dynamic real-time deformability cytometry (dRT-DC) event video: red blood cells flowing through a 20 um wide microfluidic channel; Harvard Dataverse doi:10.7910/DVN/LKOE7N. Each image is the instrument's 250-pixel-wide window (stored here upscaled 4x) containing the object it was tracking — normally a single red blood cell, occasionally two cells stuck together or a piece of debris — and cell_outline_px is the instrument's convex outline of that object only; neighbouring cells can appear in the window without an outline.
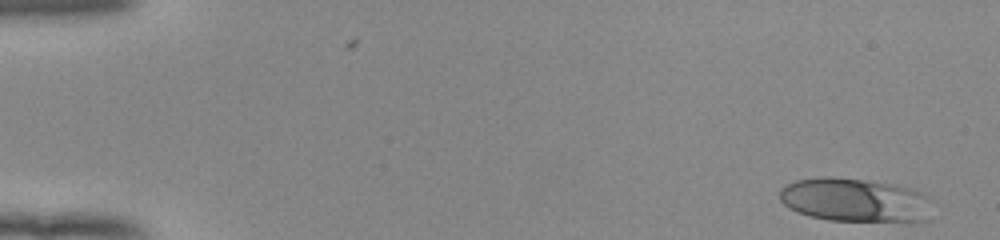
{"species": "human", "species_latin": "Homo sapiens", "temperature_condition": "room temperature", "stored_images_in_passage": 51, "camera_frame_rate_fps": 3000, "um_per_image_px": 0.085, "donor": {"sex": "female"}, "frame": {"image": 1, "passage_image": 1, "time_ms": 0.0, "image_size_px": [1000, 240], "cell_outline_px": [[932, 220], [908, 224], [828, 220], [808, 216], [788, 208], [780, 200], [780, 188], [796, 180], [820, 176], [828, 176], [864, 180], [896, 184], [912, 188], [924, 192], [932, 196]], "centroid_in_image_um": [72.84, 17.05], "position_along_channel_um": 12.2, "area_um2": 40.86}}
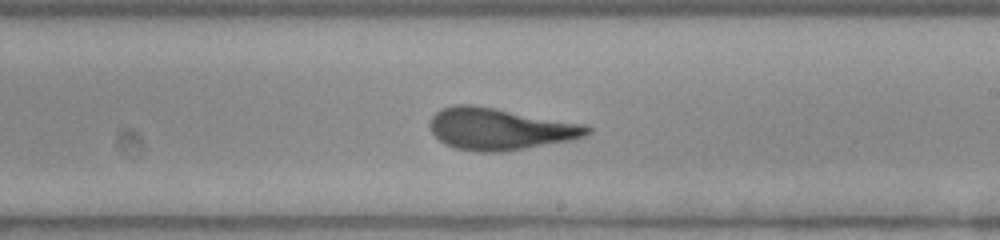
{"frame": {"image": 2, "passage_image": 30, "time_ms": 9.667, "image_size_px": [1000, 240], "cell_outline_px": [[592, 132], [584, 136], [568, 140], [504, 152], [480, 152], [456, 148], [444, 144], [432, 132], [428, 124], [432, 116], [440, 108], [456, 104], [472, 104], [496, 108], [584, 124], [592, 128]], "centroid_in_image_um": [42.44, 10.95], "position_along_channel_um": 246.6, "area_um2": 38.26}}
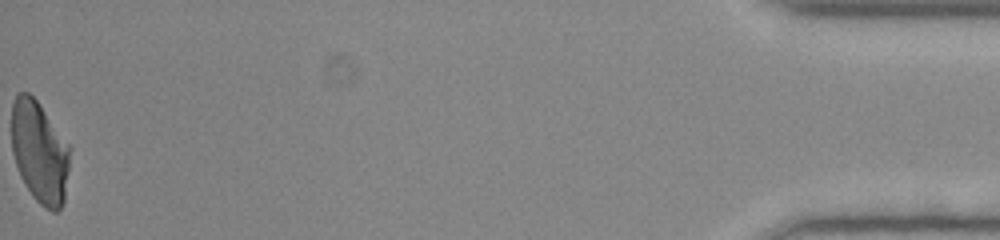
{"frame": {"image": 3, "passage_image": 51, "time_ms": 16.667, "image_size_px": [1000, 240], "cell_outline_px": [[72, 148], [64, 200], [60, 208], [56, 212], [52, 212], [44, 208], [32, 196], [24, 184], [20, 176], [12, 152], [12, 104], [16, 92], [28, 92], [40, 104]], "centroid_in_image_um": [3.38, 12.93], "position_along_channel_um": 431.8, "area_um2": 35.03}, "authors_computed_cell_mechanics": {"area_um2": 37.0498, "velocity_mm_per_s": 3.9463, "shape_relaxation_time_tau1_ms": 7.5243, "shape_relaxation_time_tau2_ms": 0.9005, "deformation_change_tau1": 0.2844, "deformation_change_tau2": 0.0912}}